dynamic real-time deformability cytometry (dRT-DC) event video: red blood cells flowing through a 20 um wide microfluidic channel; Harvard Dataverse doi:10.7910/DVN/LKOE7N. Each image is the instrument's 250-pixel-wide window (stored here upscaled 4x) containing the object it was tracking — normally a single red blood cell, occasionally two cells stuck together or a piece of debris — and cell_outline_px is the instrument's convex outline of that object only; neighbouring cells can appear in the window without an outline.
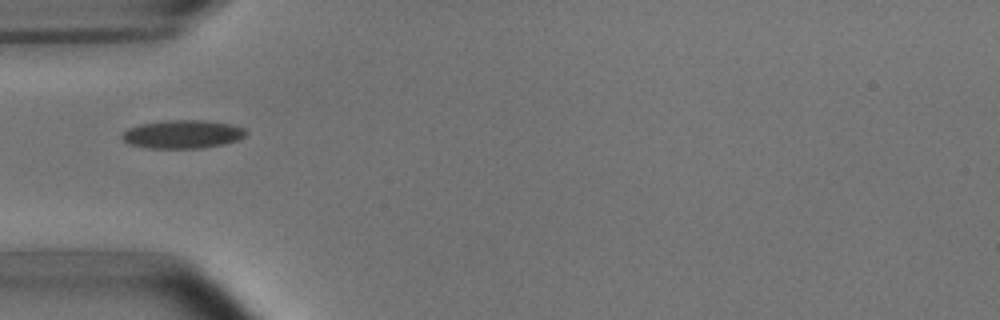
{"species": "common noctule bat (a hibernating species)", "species_latin": "Nyctalus noctula", "temperature_condition": "room temperature", "stored_images_in_passage": 1, "camera_frame_rate_fps": 3000, "um_per_image_px": 0.085, "animal": {"sex": "male", "body_mass_g": 15.6}, "frame": {"image": 1, "passage_image": 1, "time_ms": 0.0, "image_size_px": [1000, 320], "cell_outline_px": [[248, 132], [244, 136], [236, 140], [224, 144], [200, 148], [144, 148], [128, 144], [120, 136], [128, 128], [140, 124], [164, 120], [204, 120], [232, 124], [244, 128]], "centroid_in_image_um": [15.5, 11.4], "position_along_channel_um": 69.5, "area_um2": 20.58}}